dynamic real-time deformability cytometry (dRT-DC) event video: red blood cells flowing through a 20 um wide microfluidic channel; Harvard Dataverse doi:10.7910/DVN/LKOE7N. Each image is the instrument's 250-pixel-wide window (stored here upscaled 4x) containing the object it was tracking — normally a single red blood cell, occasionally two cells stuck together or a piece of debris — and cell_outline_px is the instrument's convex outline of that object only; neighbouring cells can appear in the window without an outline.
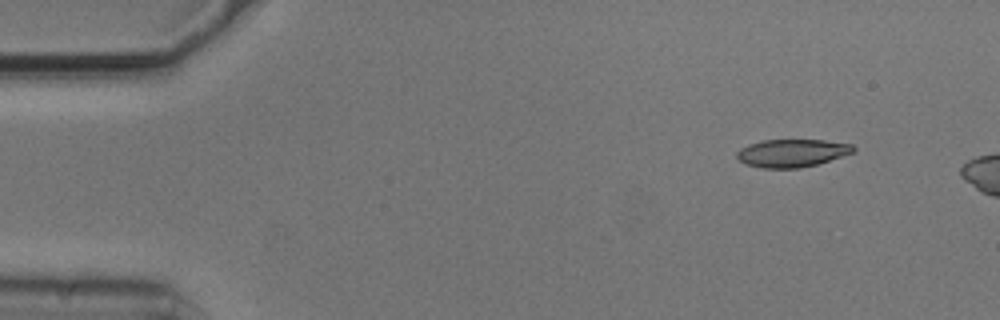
{"species": "common noctule bat (a hibernating species)", "species_latin": "Nyctalus noctula", "temperature_condition": "cold", "stored_images_in_passage": 6, "camera_frame_rate_fps": 3000, "um_per_image_px": 0.085, "animal": {"sex": "male", "body_mass_g": 20.5, "forearm_length_mm": 52.5}, "frame": {"image": 1, "passage_image": 1, "time_ms": 0.0, "image_size_px": [1000, 320], "cell_outline_px": [[856, 148], [852, 152], [816, 164], [800, 168], [764, 168], [744, 164], [736, 156], [736, 152], [740, 148], [748, 144], [764, 140], [824, 140], [852, 144]], "centroid_in_image_um": [67.27, 13.0], "position_along_channel_um": 17.7, "area_um2": 18.73}}